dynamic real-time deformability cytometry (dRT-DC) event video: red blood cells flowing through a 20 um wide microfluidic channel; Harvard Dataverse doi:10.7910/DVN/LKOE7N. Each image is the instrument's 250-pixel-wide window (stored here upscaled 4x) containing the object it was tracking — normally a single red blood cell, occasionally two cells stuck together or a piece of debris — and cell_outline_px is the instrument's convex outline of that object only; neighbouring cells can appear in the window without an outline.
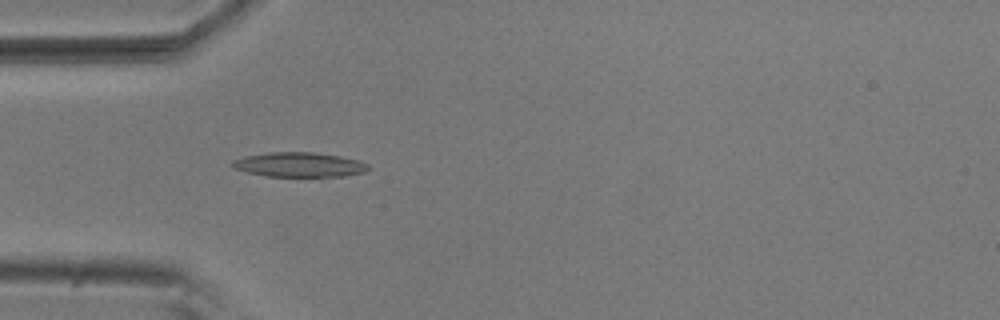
{"species": "common noctule bat (a hibernating species)", "species_latin": "Nyctalus noctula", "temperature_condition": "room temperature", "stored_images_in_passage": 54, "camera_frame_rate_fps": 3000, "um_per_image_px": 0.085, "animal": {"sex": "male", "body_mass_g": 20.5, "forearm_length_mm": 52.5}, "frame": {"image": 1, "passage_image": 16, "time_ms": 5.0, "image_size_px": [1000, 320], "cell_outline_px": [[372, 168], [364, 172], [344, 176], [268, 176], [248, 172], [236, 168], [232, 164], [232, 160], [248, 156], [268, 152], [312, 152], [340, 156], [356, 160], [368, 164]], "centroid_in_image_um": [25.49, 13.99], "position_along_channel_um": 59.5, "area_um2": 19.19}}
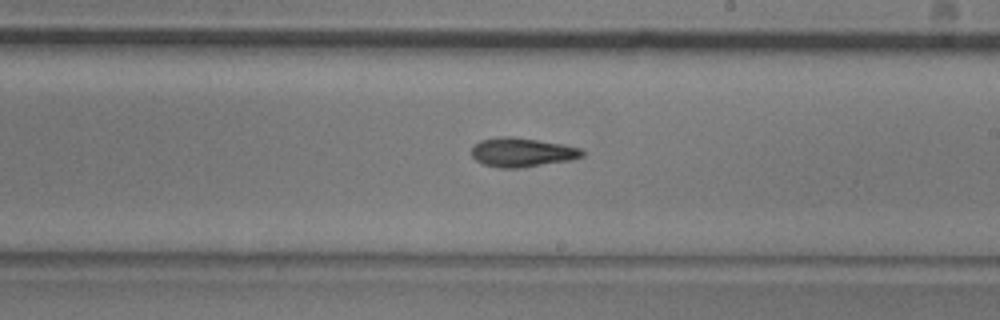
{"frame": {"image": 2, "passage_image": 31, "time_ms": 10.0, "image_size_px": [1000, 320], "cell_outline_px": [[584, 156], [568, 160], [520, 168], [500, 168], [484, 164], [476, 160], [472, 156], [472, 148], [480, 140], [496, 136], [512, 136], [564, 144], [580, 148], [584, 152]], "centroid_in_image_um": [44.36, 12.93], "position_along_channel_um": 244.6, "area_um2": 18.73}}
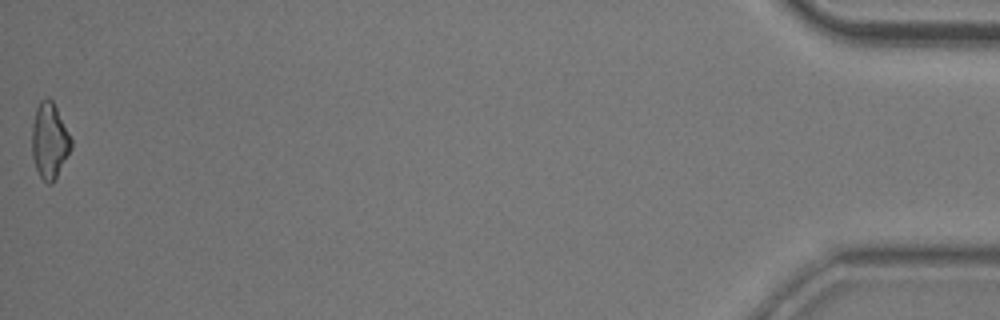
{"frame": {"image": 3, "passage_image": 54, "time_ms": 17.667, "image_size_px": [1000, 320], "cell_outline_px": [[72, 148], [52, 184], [48, 184], [40, 176], [36, 168], [32, 156], [32, 124], [36, 108], [40, 100], [48, 96], [52, 100], [72, 140]], "centroid_in_image_um": [4.2, 11.95], "position_along_channel_um": 431.0, "area_um2": 17.17}, "authors_computed_cell_mechanics": {"area_um2": 18.1781, "velocity_mm_per_s": 3.7221, "shape_relaxation_time_tau1_ms": 5.5741, "shape_relaxation_time_tau2_ms": 8.2747, "deformation_change_tau1": 0.1512, "deformation_change_tau2": 0.1887}}